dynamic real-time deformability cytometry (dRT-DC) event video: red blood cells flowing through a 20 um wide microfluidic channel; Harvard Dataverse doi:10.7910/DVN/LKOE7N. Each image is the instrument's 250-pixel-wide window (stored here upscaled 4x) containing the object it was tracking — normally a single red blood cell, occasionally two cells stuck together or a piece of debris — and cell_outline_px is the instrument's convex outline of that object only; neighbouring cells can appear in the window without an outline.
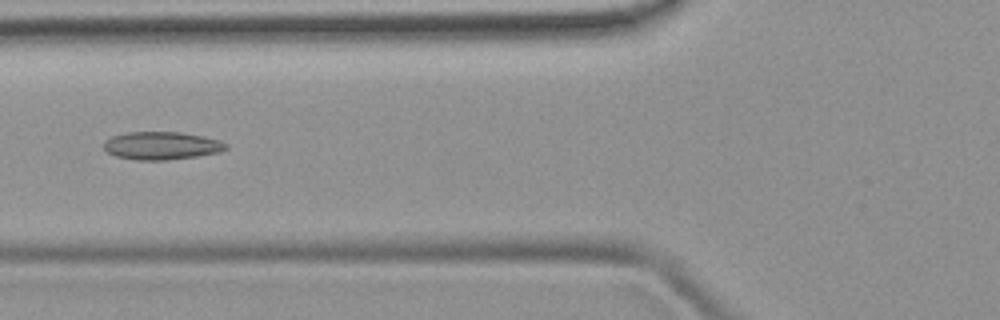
{"species": "common noctule bat (a hibernating species)", "species_latin": "Nyctalus noctula", "temperature_condition": "room temperature", "stored_images_in_passage": 45, "camera_frame_rate_fps": 3000, "um_per_image_px": 0.085, "animal": {"sex": "female", "body_mass_g": 19.9}, "frame": {"image": 1, "passage_image": 14, "time_ms": 4.333, "image_size_px": [1000, 320], "cell_outline_px": [[228, 148], [220, 152], [196, 156], [164, 160], [136, 160], [116, 156], [108, 152], [104, 148], [104, 140], [112, 136], [128, 132], [180, 132], [204, 136], [220, 140], [228, 144]], "centroid_in_image_um": [13.75, 12.37], "position_along_channel_um": 112.0, "area_um2": 19.88}}
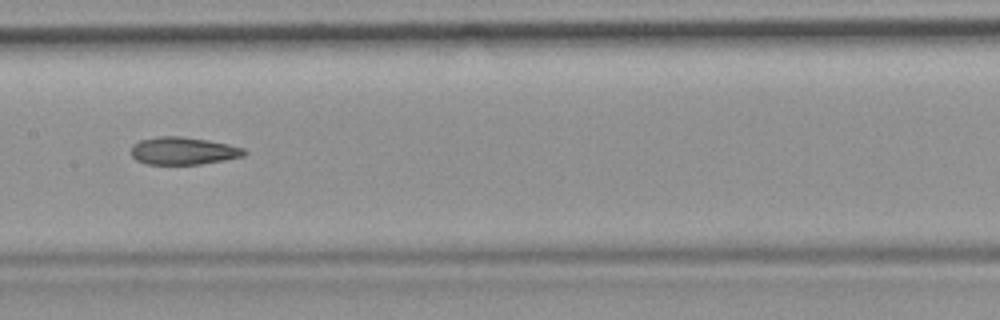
{"frame": {"image": 2, "passage_image": 20, "time_ms": 6.333, "image_size_px": [1000, 320], "cell_outline_px": [[248, 152], [244, 156], [224, 160], [200, 164], [148, 164], [136, 160], [132, 156], [132, 144], [140, 140], [160, 136], [180, 136], [208, 140], [228, 144], [244, 148]], "centroid_in_image_um": [15.59, 12.82], "position_along_channel_um": 191.8, "area_um2": 18.15}, "authors_computed_cell_mechanics": {"area_um2": 18.6694, "velocity_mm_per_s": 3.9863, "shape_relaxation_time_tau1_ms": null, "shape_relaxation_time_tau2_ms": 7.3152, "deformation_change_tau1": null, "deformation_change_tau2": 0.1763}}